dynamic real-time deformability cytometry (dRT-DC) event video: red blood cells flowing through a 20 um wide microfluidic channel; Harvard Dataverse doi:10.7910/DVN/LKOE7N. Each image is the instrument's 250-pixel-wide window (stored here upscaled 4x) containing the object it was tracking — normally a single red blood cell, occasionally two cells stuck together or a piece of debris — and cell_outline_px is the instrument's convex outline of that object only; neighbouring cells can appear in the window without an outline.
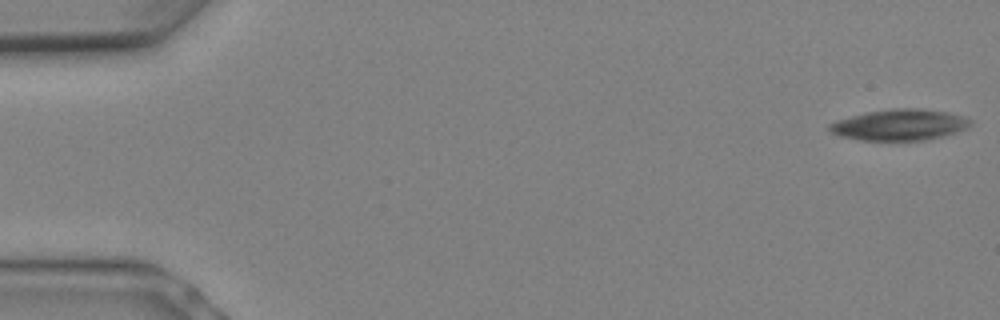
{"species": "Egyptian fruit bat (a non-hibernating species)", "species_latin": "Rousettus aegyptiacus", "temperature_condition": "warm", "stored_images_in_passage": 4, "camera_frame_rate_fps": 3000, "um_per_image_px": 0.085, "animal": {"sex": "female"}, "frame": {"image": 1, "passage_image": 1, "time_ms": 0.0, "image_size_px": [1000, 320], "cell_outline_px": [[972, 124], [968, 128], [956, 132], [928, 140], [860, 140], [840, 136], [828, 132], [828, 124], [836, 120], [864, 112], [892, 108], [920, 108], [948, 112], [972, 120]], "centroid_in_image_um": [76.43, 10.6], "position_along_channel_um": 8.6, "area_um2": 25.78}}